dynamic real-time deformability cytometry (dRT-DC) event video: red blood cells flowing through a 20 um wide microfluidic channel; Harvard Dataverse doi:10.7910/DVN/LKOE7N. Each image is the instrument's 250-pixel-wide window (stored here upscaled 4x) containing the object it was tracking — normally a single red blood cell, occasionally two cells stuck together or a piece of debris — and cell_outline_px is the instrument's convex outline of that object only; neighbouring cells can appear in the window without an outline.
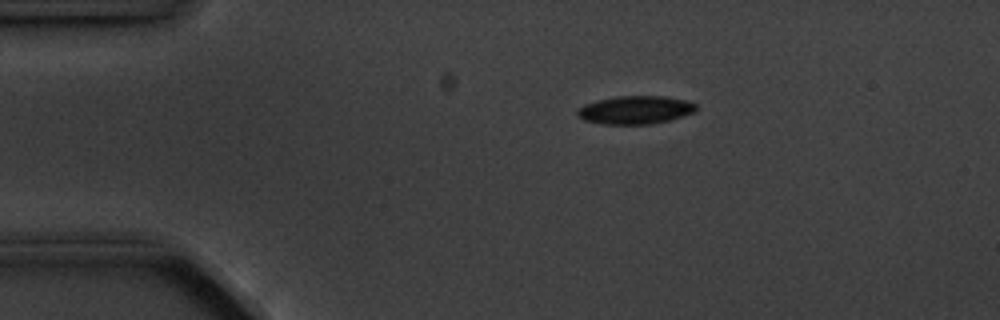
{"species": "common noctule bat (a hibernating species)", "species_latin": "Nyctalus noctula", "temperature_condition": "cold", "stored_images_in_passage": 6, "camera_frame_rate_fps": 3000, "um_per_image_px": 0.085, "animal": {"sex": "male", "body_mass_g": 20.1, "forearm_length_mm": 53.5}, "frame": {"image": 1, "passage_image": 1, "time_ms": 0.0, "image_size_px": [1000, 320], "cell_outline_px": [[700, 108], [696, 112], [668, 120], [648, 124], [600, 124], [584, 120], [576, 116], [576, 112], [584, 104], [596, 100], [616, 96], [664, 96], [684, 100], [696, 104]], "centroid_in_image_um": [53.99, 9.34], "position_along_channel_um": 31.0, "area_um2": 19.59}}
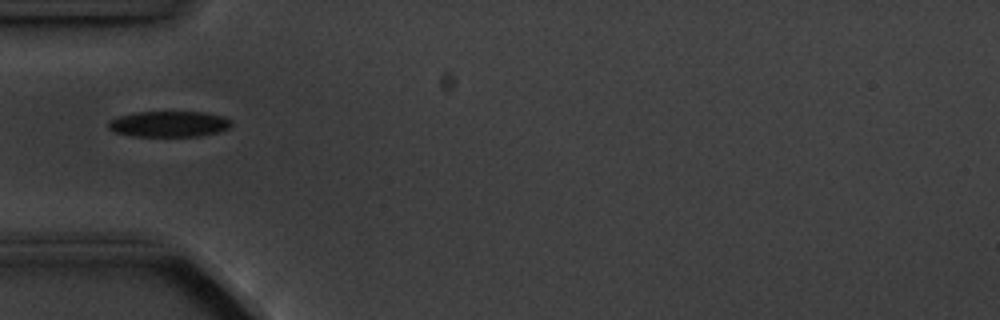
{"frame": {"image": 2, "passage_image": 3, "time_ms": 2.333, "image_size_px": [1000, 320], "cell_outline_px": [[232, 124], [228, 128], [220, 132], [200, 136], [132, 136], [112, 132], [108, 128], [108, 120], [120, 116], [136, 112], [204, 112], [224, 116], [232, 120]], "centroid_in_image_um": [14.37, 10.54], "position_along_channel_um": 70.6, "area_um2": 18.73}}